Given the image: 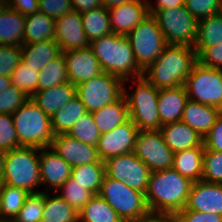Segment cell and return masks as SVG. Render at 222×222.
<instances>
[{"instance_id": "8992f818", "label": "cell", "mask_w": 222, "mask_h": 222, "mask_svg": "<svg viewBox=\"0 0 222 222\" xmlns=\"http://www.w3.org/2000/svg\"><path fill=\"white\" fill-rule=\"evenodd\" d=\"M132 80L135 81L136 88L131 93L124 85L129 118L139 130H160L162 126L158 113L159 89L143 76Z\"/></svg>"}, {"instance_id": "d6a6232c", "label": "cell", "mask_w": 222, "mask_h": 222, "mask_svg": "<svg viewBox=\"0 0 222 222\" xmlns=\"http://www.w3.org/2000/svg\"><path fill=\"white\" fill-rule=\"evenodd\" d=\"M78 215L79 222H124L99 194H95Z\"/></svg>"}, {"instance_id": "7bdbcfd3", "label": "cell", "mask_w": 222, "mask_h": 222, "mask_svg": "<svg viewBox=\"0 0 222 222\" xmlns=\"http://www.w3.org/2000/svg\"><path fill=\"white\" fill-rule=\"evenodd\" d=\"M29 98L21 89L11 84L0 93V114L12 115Z\"/></svg>"}, {"instance_id": "f6af8a7d", "label": "cell", "mask_w": 222, "mask_h": 222, "mask_svg": "<svg viewBox=\"0 0 222 222\" xmlns=\"http://www.w3.org/2000/svg\"><path fill=\"white\" fill-rule=\"evenodd\" d=\"M19 147L12 115L0 114V149L7 152Z\"/></svg>"}, {"instance_id": "7c38bea8", "label": "cell", "mask_w": 222, "mask_h": 222, "mask_svg": "<svg viewBox=\"0 0 222 222\" xmlns=\"http://www.w3.org/2000/svg\"><path fill=\"white\" fill-rule=\"evenodd\" d=\"M104 164L106 176L145 194L151 170L133 152L109 158Z\"/></svg>"}, {"instance_id": "277c9868", "label": "cell", "mask_w": 222, "mask_h": 222, "mask_svg": "<svg viewBox=\"0 0 222 222\" xmlns=\"http://www.w3.org/2000/svg\"><path fill=\"white\" fill-rule=\"evenodd\" d=\"M19 146L44 148L51 147L54 133L51 118L31 99L13 114Z\"/></svg>"}, {"instance_id": "74e56055", "label": "cell", "mask_w": 222, "mask_h": 222, "mask_svg": "<svg viewBox=\"0 0 222 222\" xmlns=\"http://www.w3.org/2000/svg\"><path fill=\"white\" fill-rule=\"evenodd\" d=\"M66 134L91 146H97L100 138V132L90 112L82 115Z\"/></svg>"}, {"instance_id": "4fadbf2b", "label": "cell", "mask_w": 222, "mask_h": 222, "mask_svg": "<svg viewBox=\"0 0 222 222\" xmlns=\"http://www.w3.org/2000/svg\"><path fill=\"white\" fill-rule=\"evenodd\" d=\"M133 153L151 172L172 168L174 153L164 143L160 130H139Z\"/></svg>"}, {"instance_id": "484cf974", "label": "cell", "mask_w": 222, "mask_h": 222, "mask_svg": "<svg viewBox=\"0 0 222 222\" xmlns=\"http://www.w3.org/2000/svg\"><path fill=\"white\" fill-rule=\"evenodd\" d=\"M204 147L174 153L172 168L192 182L202 180Z\"/></svg>"}, {"instance_id": "cb8c5ba5", "label": "cell", "mask_w": 222, "mask_h": 222, "mask_svg": "<svg viewBox=\"0 0 222 222\" xmlns=\"http://www.w3.org/2000/svg\"><path fill=\"white\" fill-rule=\"evenodd\" d=\"M76 96V86L67 82L37 91L31 96V99L51 118L63 105Z\"/></svg>"}, {"instance_id": "e575fe53", "label": "cell", "mask_w": 222, "mask_h": 222, "mask_svg": "<svg viewBox=\"0 0 222 222\" xmlns=\"http://www.w3.org/2000/svg\"><path fill=\"white\" fill-rule=\"evenodd\" d=\"M105 175L104 163H88L71 170V178L94 195L99 194Z\"/></svg>"}, {"instance_id": "6da1fadb", "label": "cell", "mask_w": 222, "mask_h": 222, "mask_svg": "<svg viewBox=\"0 0 222 222\" xmlns=\"http://www.w3.org/2000/svg\"><path fill=\"white\" fill-rule=\"evenodd\" d=\"M198 62L191 46L166 45L160 56L143 70V77L157 89L177 88L185 84Z\"/></svg>"}, {"instance_id": "ffe728a7", "label": "cell", "mask_w": 222, "mask_h": 222, "mask_svg": "<svg viewBox=\"0 0 222 222\" xmlns=\"http://www.w3.org/2000/svg\"><path fill=\"white\" fill-rule=\"evenodd\" d=\"M108 11L112 33L125 36L149 16L148 1H130Z\"/></svg>"}, {"instance_id": "9a60e30c", "label": "cell", "mask_w": 222, "mask_h": 222, "mask_svg": "<svg viewBox=\"0 0 222 222\" xmlns=\"http://www.w3.org/2000/svg\"><path fill=\"white\" fill-rule=\"evenodd\" d=\"M68 80L77 86L103 73L99 60L90 46L63 52Z\"/></svg>"}, {"instance_id": "f1b7e54d", "label": "cell", "mask_w": 222, "mask_h": 222, "mask_svg": "<svg viewBox=\"0 0 222 222\" xmlns=\"http://www.w3.org/2000/svg\"><path fill=\"white\" fill-rule=\"evenodd\" d=\"M24 15L7 7L0 15V45H23Z\"/></svg>"}, {"instance_id": "ab89813d", "label": "cell", "mask_w": 222, "mask_h": 222, "mask_svg": "<svg viewBox=\"0 0 222 222\" xmlns=\"http://www.w3.org/2000/svg\"><path fill=\"white\" fill-rule=\"evenodd\" d=\"M11 83L31 97L38 91L39 72L21 61L10 76Z\"/></svg>"}, {"instance_id": "94428289", "label": "cell", "mask_w": 222, "mask_h": 222, "mask_svg": "<svg viewBox=\"0 0 222 222\" xmlns=\"http://www.w3.org/2000/svg\"><path fill=\"white\" fill-rule=\"evenodd\" d=\"M220 13L222 14V0H221V5H220Z\"/></svg>"}, {"instance_id": "7402d4cb", "label": "cell", "mask_w": 222, "mask_h": 222, "mask_svg": "<svg viewBox=\"0 0 222 222\" xmlns=\"http://www.w3.org/2000/svg\"><path fill=\"white\" fill-rule=\"evenodd\" d=\"M187 101L188 95L184 85L159 89L158 113L161 126L181 121Z\"/></svg>"}, {"instance_id": "c3c4849f", "label": "cell", "mask_w": 222, "mask_h": 222, "mask_svg": "<svg viewBox=\"0 0 222 222\" xmlns=\"http://www.w3.org/2000/svg\"><path fill=\"white\" fill-rule=\"evenodd\" d=\"M39 11L56 20L72 12L73 7L71 0H39Z\"/></svg>"}, {"instance_id": "ac0fdd59", "label": "cell", "mask_w": 222, "mask_h": 222, "mask_svg": "<svg viewBox=\"0 0 222 222\" xmlns=\"http://www.w3.org/2000/svg\"><path fill=\"white\" fill-rule=\"evenodd\" d=\"M39 163L41 186H46L42 192H57L71 177L72 167L51 147L40 149Z\"/></svg>"}, {"instance_id": "9f6ffc18", "label": "cell", "mask_w": 222, "mask_h": 222, "mask_svg": "<svg viewBox=\"0 0 222 222\" xmlns=\"http://www.w3.org/2000/svg\"><path fill=\"white\" fill-rule=\"evenodd\" d=\"M130 1H149V0H102V4L106 9H111Z\"/></svg>"}, {"instance_id": "ee69618b", "label": "cell", "mask_w": 222, "mask_h": 222, "mask_svg": "<svg viewBox=\"0 0 222 222\" xmlns=\"http://www.w3.org/2000/svg\"><path fill=\"white\" fill-rule=\"evenodd\" d=\"M21 61V46L0 45V76L10 77Z\"/></svg>"}, {"instance_id": "d6986e66", "label": "cell", "mask_w": 222, "mask_h": 222, "mask_svg": "<svg viewBox=\"0 0 222 222\" xmlns=\"http://www.w3.org/2000/svg\"><path fill=\"white\" fill-rule=\"evenodd\" d=\"M183 210L222 215V184L204 180L193 182Z\"/></svg>"}, {"instance_id": "f5cc1de1", "label": "cell", "mask_w": 222, "mask_h": 222, "mask_svg": "<svg viewBox=\"0 0 222 222\" xmlns=\"http://www.w3.org/2000/svg\"><path fill=\"white\" fill-rule=\"evenodd\" d=\"M133 222H176L175 215L171 213L151 212L143 215Z\"/></svg>"}, {"instance_id": "8fae6325", "label": "cell", "mask_w": 222, "mask_h": 222, "mask_svg": "<svg viewBox=\"0 0 222 222\" xmlns=\"http://www.w3.org/2000/svg\"><path fill=\"white\" fill-rule=\"evenodd\" d=\"M138 66L145 70L167 45L156 19L149 15L127 35Z\"/></svg>"}, {"instance_id": "b9f144b4", "label": "cell", "mask_w": 222, "mask_h": 222, "mask_svg": "<svg viewBox=\"0 0 222 222\" xmlns=\"http://www.w3.org/2000/svg\"><path fill=\"white\" fill-rule=\"evenodd\" d=\"M202 180L222 184V152L205 149Z\"/></svg>"}, {"instance_id": "3957f363", "label": "cell", "mask_w": 222, "mask_h": 222, "mask_svg": "<svg viewBox=\"0 0 222 222\" xmlns=\"http://www.w3.org/2000/svg\"><path fill=\"white\" fill-rule=\"evenodd\" d=\"M90 47L99 60L102 71L122 79L124 85L132 79L142 77L143 70L136 62L127 36L111 33L90 42Z\"/></svg>"}, {"instance_id": "4316f807", "label": "cell", "mask_w": 222, "mask_h": 222, "mask_svg": "<svg viewBox=\"0 0 222 222\" xmlns=\"http://www.w3.org/2000/svg\"><path fill=\"white\" fill-rule=\"evenodd\" d=\"M92 115L100 134L110 132L129 119L126 97L123 95L114 103L92 112Z\"/></svg>"}, {"instance_id": "7a4b0ae2", "label": "cell", "mask_w": 222, "mask_h": 222, "mask_svg": "<svg viewBox=\"0 0 222 222\" xmlns=\"http://www.w3.org/2000/svg\"><path fill=\"white\" fill-rule=\"evenodd\" d=\"M192 183L173 168L151 172L145 192L149 211L175 215L183 210Z\"/></svg>"}, {"instance_id": "91938a15", "label": "cell", "mask_w": 222, "mask_h": 222, "mask_svg": "<svg viewBox=\"0 0 222 222\" xmlns=\"http://www.w3.org/2000/svg\"><path fill=\"white\" fill-rule=\"evenodd\" d=\"M7 7H8L7 0H0V15L5 11Z\"/></svg>"}, {"instance_id": "d590c367", "label": "cell", "mask_w": 222, "mask_h": 222, "mask_svg": "<svg viewBox=\"0 0 222 222\" xmlns=\"http://www.w3.org/2000/svg\"><path fill=\"white\" fill-rule=\"evenodd\" d=\"M222 43V14L217 13L198 20L194 47H210Z\"/></svg>"}, {"instance_id": "60d3db41", "label": "cell", "mask_w": 222, "mask_h": 222, "mask_svg": "<svg viewBox=\"0 0 222 222\" xmlns=\"http://www.w3.org/2000/svg\"><path fill=\"white\" fill-rule=\"evenodd\" d=\"M45 203V192L30 193L13 222H41Z\"/></svg>"}, {"instance_id": "7dc6e473", "label": "cell", "mask_w": 222, "mask_h": 222, "mask_svg": "<svg viewBox=\"0 0 222 222\" xmlns=\"http://www.w3.org/2000/svg\"><path fill=\"white\" fill-rule=\"evenodd\" d=\"M193 48L201 65L222 70V43L210 47Z\"/></svg>"}, {"instance_id": "6f0895ef", "label": "cell", "mask_w": 222, "mask_h": 222, "mask_svg": "<svg viewBox=\"0 0 222 222\" xmlns=\"http://www.w3.org/2000/svg\"><path fill=\"white\" fill-rule=\"evenodd\" d=\"M11 78L7 76H0V93L3 92L8 86H10Z\"/></svg>"}, {"instance_id": "816d5d0a", "label": "cell", "mask_w": 222, "mask_h": 222, "mask_svg": "<svg viewBox=\"0 0 222 222\" xmlns=\"http://www.w3.org/2000/svg\"><path fill=\"white\" fill-rule=\"evenodd\" d=\"M10 9L27 16L39 11V0H7Z\"/></svg>"}, {"instance_id": "ba28073f", "label": "cell", "mask_w": 222, "mask_h": 222, "mask_svg": "<svg viewBox=\"0 0 222 222\" xmlns=\"http://www.w3.org/2000/svg\"><path fill=\"white\" fill-rule=\"evenodd\" d=\"M152 16L156 19L168 45L194 47L198 20L186 9L185 5L157 10Z\"/></svg>"}, {"instance_id": "5b68a950", "label": "cell", "mask_w": 222, "mask_h": 222, "mask_svg": "<svg viewBox=\"0 0 222 222\" xmlns=\"http://www.w3.org/2000/svg\"><path fill=\"white\" fill-rule=\"evenodd\" d=\"M40 148L20 146L6 152L4 173L0 184L25 189L29 193H39L41 185Z\"/></svg>"}, {"instance_id": "db71d44e", "label": "cell", "mask_w": 222, "mask_h": 222, "mask_svg": "<svg viewBox=\"0 0 222 222\" xmlns=\"http://www.w3.org/2000/svg\"><path fill=\"white\" fill-rule=\"evenodd\" d=\"M74 11L80 14L103 6L102 0H71Z\"/></svg>"}, {"instance_id": "bcb514c9", "label": "cell", "mask_w": 222, "mask_h": 222, "mask_svg": "<svg viewBox=\"0 0 222 222\" xmlns=\"http://www.w3.org/2000/svg\"><path fill=\"white\" fill-rule=\"evenodd\" d=\"M186 9L197 19L220 13L221 0H185Z\"/></svg>"}, {"instance_id": "f35d334b", "label": "cell", "mask_w": 222, "mask_h": 222, "mask_svg": "<svg viewBox=\"0 0 222 222\" xmlns=\"http://www.w3.org/2000/svg\"><path fill=\"white\" fill-rule=\"evenodd\" d=\"M57 193L78 213L94 196L90 190L71 177L57 190Z\"/></svg>"}, {"instance_id": "4dcf8cb0", "label": "cell", "mask_w": 222, "mask_h": 222, "mask_svg": "<svg viewBox=\"0 0 222 222\" xmlns=\"http://www.w3.org/2000/svg\"><path fill=\"white\" fill-rule=\"evenodd\" d=\"M81 20L89 42L112 33L109 11L104 6L82 13Z\"/></svg>"}, {"instance_id": "83f0119b", "label": "cell", "mask_w": 222, "mask_h": 222, "mask_svg": "<svg viewBox=\"0 0 222 222\" xmlns=\"http://www.w3.org/2000/svg\"><path fill=\"white\" fill-rule=\"evenodd\" d=\"M55 19L38 11L25 17L23 44L54 40Z\"/></svg>"}, {"instance_id": "680465c9", "label": "cell", "mask_w": 222, "mask_h": 222, "mask_svg": "<svg viewBox=\"0 0 222 222\" xmlns=\"http://www.w3.org/2000/svg\"><path fill=\"white\" fill-rule=\"evenodd\" d=\"M6 152L0 149V182L4 173Z\"/></svg>"}, {"instance_id": "e0dca14e", "label": "cell", "mask_w": 222, "mask_h": 222, "mask_svg": "<svg viewBox=\"0 0 222 222\" xmlns=\"http://www.w3.org/2000/svg\"><path fill=\"white\" fill-rule=\"evenodd\" d=\"M62 52L90 46L82 27L81 14L77 11L66 13L55 20V38Z\"/></svg>"}, {"instance_id": "836d02e7", "label": "cell", "mask_w": 222, "mask_h": 222, "mask_svg": "<svg viewBox=\"0 0 222 222\" xmlns=\"http://www.w3.org/2000/svg\"><path fill=\"white\" fill-rule=\"evenodd\" d=\"M29 194L25 189L0 184V221H13Z\"/></svg>"}, {"instance_id": "d4e9b609", "label": "cell", "mask_w": 222, "mask_h": 222, "mask_svg": "<svg viewBox=\"0 0 222 222\" xmlns=\"http://www.w3.org/2000/svg\"><path fill=\"white\" fill-rule=\"evenodd\" d=\"M22 61L39 72L62 51L54 40H44L21 46Z\"/></svg>"}, {"instance_id": "11a10c76", "label": "cell", "mask_w": 222, "mask_h": 222, "mask_svg": "<svg viewBox=\"0 0 222 222\" xmlns=\"http://www.w3.org/2000/svg\"><path fill=\"white\" fill-rule=\"evenodd\" d=\"M184 4L185 0H156V4L148 1L149 15H152L157 10L183 6Z\"/></svg>"}, {"instance_id": "52a82bcc", "label": "cell", "mask_w": 222, "mask_h": 222, "mask_svg": "<svg viewBox=\"0 0 222 222\" xmlns=\"http://www.w3.org/2000/svg\"><path fill=\"white\" fill-rule=\"evenodd\" d=\"M99 195L124 222H133L149 212L145 194L105 175Z\"/></svg>"}, {"instance_id": "1f68e13d", "label": "cell", "mask_w": 222, "mask_h": 222, "mask_svg": "<svg viewBox=\"0 0 222 222\" xmlns=\"http://www.w3.org/2000/svg\"><path fill=\"white\" fill-rule=\"evenodd\" d=\"M85 113H87L86 107L77 96L68 101L51 117L54 135L66 134Z\"/></svg>"}, {"instance_id": "f907efd6", "label": "cell", "mask_w": 222, "mask_h": 222, "mask_svg": "<svg viewBox=\"0 0 222 222\" xmlns=\"http://www.w3.org/2000/svg\"><path fill=\"white\" fill-rule=\"evenodd\" d=\"M203 145L206 150L222 152V113L216 119L215 125L204 136Z\"/></svg>"}, {"instance_id": "603a6c76", "label": "cell", "mask_w": 222, "mask_h": 222, "mask_svg": "<svg viewBox=\"0 0 222 222\" xmlns=\"http://www.w3.org/2000/svg\"><path fill=\"white\" fill-rule=\"evenodd\" d=\"M222 111L217 107L188 100L181 121L195 130L202 138L215 125Z\"/></svg>"}, {"instance_id": "44dd1931", "label": "cell", "mask_w": 222, "mask_h": 222, "mask_svg": "<svg viewBox=\"0 0 222 222\" xmlns=\"http://www.w3.org/2000/svg\"><path fill=\"white\" fill-rule=\"evenodd\" d=\"M160 132L164 143L173 153L193 147H204L203 138L182 121L163 125Z\"/></svg>"}, {"instance_id": "f546056e", "label": "cell", "mask_w": 222, "mask_h": 222, "mask_svg": "<svg viewBox=\"0 0 222 222\" xmlns=\"http://www.w3.org/2000/svg\"><path fill=\"white\" fill-rule=\"evenodd\" d=\"M78 214L57 192H45L41 222H79Z\"/></svg>"}, {"instance_id": "8d00e7d4", "label": "cell", "mask_w": 222, "mask_h": 222, "mask_svg": "<svg viewBox=\"0 0 222 222\" xmlns=\"http://www.w3.org/2000/svg\"><path fill=\"white\" fill-rule=\"evenodd\" d=\"M67 82L66 62L62 52L39 71L38 91Z\"/></svg>"}, {"instance_id": "2e32d148", "label": "cell", "mask_w": 222, "mask_h": 222, "mask_svg": "<svg viewBox=\"0 0 222 222\" xmlns=\"http://www.w3.org/2000/svg\"><path fill=\"white\" fill-rule=\"evenodd\" d=\"M51 148L72 168L88 163H104L96 146L82 143L67 134L55 135Z\"/></svg>"}, {"instance_id": "681fc988", "label": "cell", "mask_w": 222, "mask_h": 222, "mask_svg": "<svg viewBox=\"0 0 222 222\" xmlns=\"http://www.w3.org/2000/svg\"><path fill=\"white\" fill-rule=\"evenodd\" d=\"M176 222H222V215L196 210H181L175 214Z\"/></svg>"}, {"instance_id": "30bf717a", "label": "cell", "mask_w": 222, "mask_h": 222, "mask_svg": "<svg viewBox=\"0 0 222 222\" xmlns=\"http://www.w3.org/2000/svg\"><path fill=\"white\" fill-rule=\"evenodd\" d=\"M76 95L87 112L92 113L120 99L124 95V81L103 72L77 85Z\"/></svg>"}, {"instance_id": "9c48e42d", "label": "cell", "mask_w": 222, "mask_h": 222, "mask_svg": "<svg viewBox=\"0 0 222 222\" xmlns=\"http://www.w3.org/2000/svg\"><path fill=\"white\" fill-rule=\"evenodd\" d=\"M188 100L222 111V70L197 62L185 81Z\"/></svg>"}, {"instance_id": "5bb4252c", "label": "cell", "mask_w": 222, "mask_h": 222, "mask_svg": "<svg viewBox=\"0 0 222 222\" xmlns=\"http://www.w3.org/2000/svg\"><path fill=\"white\" fill-rule=\"evenodd\" d=\"M138 133V127L129 118L110 132L100 134L96 148L101 161L133 152Z\"/></svg>"}]
</instances>
